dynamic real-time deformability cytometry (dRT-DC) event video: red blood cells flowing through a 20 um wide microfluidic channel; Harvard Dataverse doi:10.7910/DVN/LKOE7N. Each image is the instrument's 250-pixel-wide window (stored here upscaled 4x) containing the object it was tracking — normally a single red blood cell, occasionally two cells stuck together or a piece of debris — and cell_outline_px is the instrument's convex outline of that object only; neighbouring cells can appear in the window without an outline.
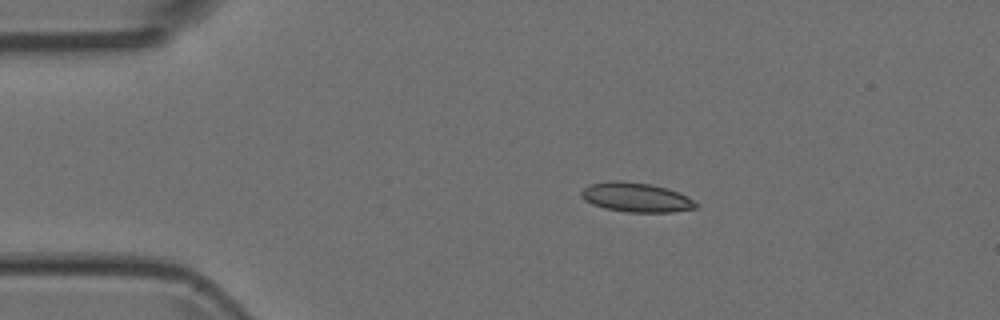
{"species": "Egyptian fruit bat (a non-hibernating species)", "species_latin": "Rousettus aegyptiacus", "temperature_condition": "room temperature", "stored_images_in_passage": 6, "camera_frame_rate_fps": 3000, "um_per_image_px": 0.085, "animal": {"sex": "female"}, "frame": {"image": 1, "passage_image": 1, "time_ms": 0.0, "image_size_px": [1000, 320], "cell_outline_px": [[696, 208], [672, 212], [628, 212], [604, 208], [592, 204], [584, 200], [580, 196], [580, 192], [588, 184], [612, 180], [620, 180], [652, 184], [668, 188], [688, 196], [696, 204]], "centroid_in_image_um": [54.03, 16.76], "position_along_channel_um": 31.0, "area_um2": 19.77}}
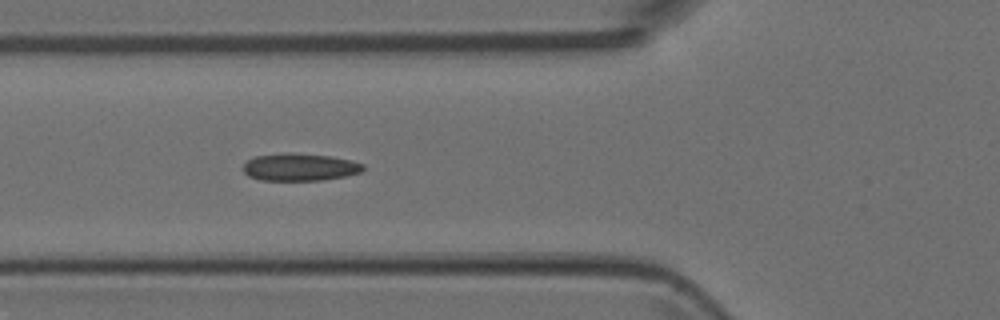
{"frame": {"image": 2, "passage_image": 3, "time_ms": 0.667, "image_size_px": [1000, 320], "cell_outline_px": [[364, 168], [360, 172], [344, 176], [324, 180], [260, 180], [248, 176], [244, 172], [244, 164], [252, 156], [284, 152], [292, 152], [332, 156], [364, 164]], "centroid_in_image_um": [25.44, 14.19], "position_along_channel_um": 100.4, "area_um2": 19.31}}
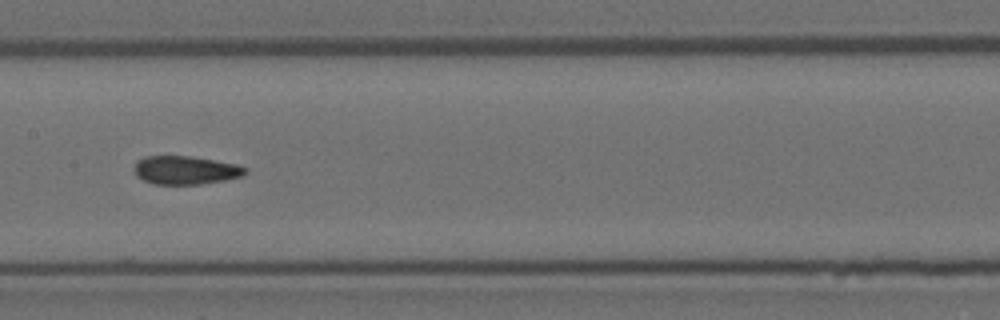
{"frame": {"image": 3, "passage_image": 5, "time_ms": 1.333, "image_size_px": [1000, 320], "cell_outline_px": [[248, 172], [244, 176], [224, 180], [200, 184], [152, 184], [136, 176], [132, 168], [136, 160], [144, 156], [188, 156], [236, 164], [248, 168]], "centroid_in_image_um": [15.74, 14.46], "position_along_channel_um": 191.7, "area_um2": 18.55}}